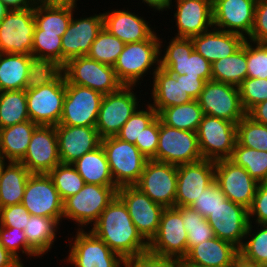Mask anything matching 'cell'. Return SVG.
<instances>
[{
    "mask_svg": "<svg viewBox=\"0 0 267 267\" xmlns=\"http://www.w3.org/2000/svg\"><path fill=\"white\" fill-rule=\"evenodd\" d=\"M7 8L26 9L36 5V0H0Z\"/></svg>",
    "mask_w": 267,
    "mask_h": 267,
    "instance_id": "cell-61",
    "label": "cell"
},
{
    "mask_svg": "<svg viewBox=\"0 0 267 267\" xmlns=\"http://www.w3.org/2000/svg\"><path fill=\"white\" fill-rule=\"evenodd\" d=\"M152 160L176 166L203 160L197 133L167 126L159 118L158 146Z\"/></svg>",
    "mask_w": 267,
    "mask_h": 267,
    "instance_id": "cell-6",
    "label": "cell"
},
{
    "mask_svg": "<svg viewBox=\"0 0 267 267\" xmlns=\"http://www.w3.org/2000/svg\"><path fill=\"white\" fill-rule=\"evenodd\" d=\"M65 94L64 73L54 83L26 90L29 119L37 125H58L63 111Z\"/></svg>",
    "mask_w": 267,
    "mask_h": 267,
    "instance_id": "cell-9",
    "label": "cell"
},
{
    "mask_svg": "<svg viewBox=\"0 0 267 267\" xmlns=\"http://www.w3.org/2000/svg\"><path fill=\"white\" fill-rule=\"evenodd\" d=\"M246 56L247 77L267 79V43L246 39Z\"/></svg>",
    "mask_w": 267,
    "mask_h": 267,
    "instance_id": "cell-50",
    "label": "cell"
},
{
    "mask_svg": "<svg viewBox=\"0 0 267 267\" xmlns=\"http://www.w3.org/2000/svg\"><path fill=\"white\" fill-rule=\"evenodd\" d=\"M142 3L147 4V6L153 8L154 10L156 9L157 11H164L167 9H171L170 7L173 6L172 0H142Z\"/></svg>",
    "mask_w": 267,
    "mask_h": 267,
    "instance_id": "cell-62",
    "label": "cell"
},
{
    "mask_svg": "<svg viewBox=\"0 0 267 267\" xmlns=\"http://www.w3.org/2000/svg\"><path fill=\"white\" fill-rule=\"evenodd\" d=\"M207 221L215 237L238 248L242 246L249 225V212L246 207L227 198L207 217Z\"/></svg>",
    "mask_w": 267,
    "mask_h": 267,
    "instance_id": "cell-22",
    "label": "cell"
},
{
    "mask_svg": "<svg viewBox=\"0 0 267 267\" xmlns=\"http://www.w3.org/2000/svg\"><path fill=\"white\" fill-rule=\"evenodd\" d=\"M117 196L127 206L137 231L149 243L157 234L164 206L153 202L135 185L118 188Z\"/></svg>",
    "mask_w": 267,
    "mask_h": 267,
    "instance_id": "cell-16",
    "label": "cell"
},
{
    "mask_svg": "<svg viewBox=\"0 0 267 267\" xmlns=\"http://www.w3.org/2000/svg\"><path fill=\"white\" fill-rule=\"evenodd\" d=\"M165 46L160 67L172 75L200 76L209 81L212 78L211 63L194 50L191 38L173 37Z\"/></svg>",
    "mask_w": 267,
    "mask_h": 267,
    "instance_id": "cell-10",
    "label": "cell"
},
{
    "mask_svg": "<svg viewBox=\"0 0 267 267\" xmlns=\"http://www.w3.org/2000/svg\"><path fill=\"white\" fill-rule=\"evenodd\" d=\"M124 260L148 251V242L137 231L127 206L116 196L90 230Z\"/></svg>",
    "mask_w": 267,
    "mask_h": 267,
    "instance_id": "cell-1",
    "label": "cell"
},
{
    "mask_svg": "<svg viewBox=\"0 0 267 267\" xmlns=\"http://www.w3.org/2000/svg\"><path fill=\"white\" fill-rule=\"evenodd\" d=\"M34 7L11 9L0 21V53L32 55Z\"/></svg>",
    "mask_w": 267,
    "mask_h": 267,
    "instance_id": "cell-11",
    "label": "cell"
},
{
    "mask_svg": "<svg viewBox=\"0 0 267 267\" xmlns=\"http://www.w3.org/2000/svg\"><path fill=\"white\" fill-rule=\"evenodd\" d=\"M191 39L194 50L211 64L232 55L246 40L240 34L222 31L216 28H212Z\"/></svg>",
    "mask_w": 267,
    "mask_h": 267,
    "instance_id": "cell-28",
    "label": "cell"
},
{
    "mask_svg": "<svg viewBox=\"0 0 267 267\" xmlns=\"http://www.w3.org/2000/svg\"><path fill=\"white\" fill-rule=\"evenodd\" d=\"M257 0H212L213 27L250 36L254 26Z\"/></svg>",
    "mask_w": 267,
    "mask_h": 267,
    "instance_id": "cell-21",
    "label": "cell"
},
{
    "mask_svg": "<svg viewBox=\"0 0 267 267\" xmlns=\"http://www.w3.org/2000/svg\"><path fill=\"white\" fill-rule=\"evenodd\" d=\"M104 27L125 44L150 39L156 31L144 18L126 10H110L103 13Z\"/></svg>",
    "mask_w": 267,
    "mask_h": 267,
    "instance_id": "cell-27",
    "label": "cell"
},
{
    "mask_svg": "<svg viewBox=\"0 0 267 267\" xmlns=\"http://www.w3.org/2000/svg\"><path fill=\"white\" fill-rule=\"evenodd\" d=\"M152 96L150 105L159 114L164 108L191 102L193 99L184 90L183 75H172L159 67L153 74Z\"/></svg>",
    "mask_w": 267,
    "mask_h": 267,
    "instance_id": "cell-29",
    "label": "cell"
},
{
    "mask_svg": "<svg viewBox=\"0 0 267 267\" xmlns=\"http://www.w3.org/2000/svg\"><path fill=\"white\" fill-rule=\"evenodd\" d=\"M238 89L246 113L257 104L267 100V79L247 77Z\"/></svg>",
    "mask_w": 267,
    "mask_h": 267,
    "instance_id": "cell-49",
    "label": "cell"
},
{
    "mask_svg": "<svg viewBox=\"0 0 267 267\" xmlns=\"http://www.w3.org/2000/svg\"><path fill=\"white\" fill-rule=\"evenodd\" d=\"M0 244L12 254L22 265L19 251L30 257H39L27 244L25 232L18 228H8L0 225ZM21 249V250H20Z\"/></svg>",
    "mask_w": 267,
    "mask_h": 267,
    "instance_id": "cell-51",
    "label": "cell"
},
{
    "mask_svg": "<svg viewBox=\"0 0 267 267\" xmlns=\"http://www.w3.org/2000/svg\"><path fill=\"white\" fill-rule=\"evenodd\" d=\"M153 202L165 208L175 207L177 192V166L147 160L138 183L135 185Z\"/></svg>",
    "mask_w": 267,
    "mask_h": 267,
    "instance_id": "cell-17",
    "label": "cell"
},
{
    "mask_svg": "<svg viewBox=\"0 0 267 267\" xmlns=\"http://www.w3.org/2000/svg\"><path fill=\"white\" fill-rule=\"evenodd\" d=\"M178 38H192L213 28L212 0H175Z\"/></svg>",
    "mask_w": 267,
    "mask_h": 267,
    "instance_id": "cell-26",
    "label": "cell"
},
{
    "mask_svg": "<svg viewBox=\"0 0 267 267\" xmlns=\"http://www.w3.org/2000/svg\"><path fill=\"white\" fill-rule=\"evenodd\" d=\"M78 0H36V3L49 6H65V7H77Z\"/></svg>",
    "mask_w": 267,
    "mask_h": 267,
    "instance_id": "cell-63",
    "label": "cell"
},
{
    "mask_svg": "<svg viewBox=\"0 0 267 267\" xmlns=\"http://www.w3.org/2000/svg\"><path fill=\"white\" fill-rule=\"evenodd\" d=\"M161 121L167 126L197 132L204 116L198 100L164 108L159 114Z\"/></svg>",
    "mask_w": 267,
    "mask_h": 267,
    "instance_id": "cell-37",
    "label": "cell"
},
{
    "mask_svg": "<svg viewBox=\"0 0 267 267\" xmlns=\"http://www.w3.org/2000/svg\"><path fill=\"white\" fill-rule=\"evenodd\" d=\"M162 43L160 37L155 33L148 40L125 44L113 66L119 81L124 86L137 87V83L141 84L139 80L143 79L148 70L153 69V75L160 67V54L162 55L163 51L161 49Z\"/></svg>",
    "mask_w": 267,
    "mask_h": 267,
    "instance_id": "cell-2",
    "label": "cell"
},
{
    "mask_svg": "<svg viewBox=\"0 0 267 267\" xmlns=\"http://www.w3.org/2000/svg\"><path fill=\"white\" fill-rule=\"evenodd\" d=\"M32 56L53 59L62 64V47L60 33L45 32L35 26Z\"/></svg>",
    "mask_w": 267,
    "mask_h": 267,
    "instance_id": "cell-47",
    "label": "cell"
},
{
    "mask_svg": "<svg viewBox=\"0 0 267 267\" xmlns=\"http://www.w3.org/2000/svg\"><path fill=\"white\" fill-rule=\"evenodd\" d=\"M215 181L226 197L249 209L259 183L229 159L215 161Z\"/></svg>",
    "mask_w": 267,
    "mask_h": 267,
    "instance_id": "cell-19",
    "label": "cell"
},
{
    "mask_svg": "<svg viewBox=\"0 0 267 267\" xmlns=\"http://www.w3.org/2000/svg\"><path fill=\"white\" fill-rule=\"evenodd\" d=\"M152 254L182 259L188 253L187 231L182 215L175 207L165 208L157 234L148 243Z\"/></svg>",
    "mask_w": 267,
    "mask_h": 267,
    "instance_id": "cell-18",
    "label": "cell"
},
{
    "mask_svg": "<svg viewBox=\"0 0 267 267\" xmlns=\"http://www.w3.org/2000/svg\"><path fill=\"white\" fill-rule=\"evenodd\" d=\"M38 125L31 120L1 128V149L4 161L20 162Z\"/></svg>",
    "mask_w": 267,
    "mask_h": 267,
    "instance_id": "cell-33",
    "label": "cell"
},
{
    "mask_svg": "<svg viewBox=\"0 0 267 267\" xmlns=\"http://www.w3.org/2000/svg\"><path fill=\"white\" fill-rule=\"evenodd\" d=\"M0 267H24L0 244Z\"/></svg>",
    "mask_w": 267,
    "mask_h": 267,
    "instance_id": "cell-60",
    "label": "cell"
},
{
    "mask_svg": "<svg viewBox=\"0 0 267 267\" xmlns=\"http://www.w3.org/2000/svg\"><path fill=\"white\" fill-rule=\"evenodd\" d=\"M159 138V116H157L145 129H143L139 140L135 145L139 151L148 159L152 160L156 156Z\"/></svg>",
    "mask_w": 267,
    "mask_h": 267,
    "instance_id": "cell-54",
    "label": "cell"
},
{
    "mask_svg": "<svg viewBox=\"0 0 267 267\" xmlns=\"http://www.w3.org/2000/svg\"><path fill=\"white\" fill-rule=\"evenodd\" d=\"M247 115L255 122L267 125V100L254 106Z\"/></svg>",
    "mask_w": 267,
    "mask_h": 267,
    "instance_id": "cell-59",
    "label": "cell"
},
{
    "mask_svg": "<svg viewBox=\"0 0 267 267\" xmlns=\"http://www.w3.org/2000/svg\"><path fill=\"white\" fill-rule=\"evenodd\" d=\"M72 165L86 184L116 186L102 145L91 152L85 153Z\"/></svg>",
    "mask_w": 267,
    "mask_h": 267,
    "instance_id": "cell-32",
    "label": "cell"
},
{
    "mask_svg": "<svg viewBox=\"0 0 267 267\" xmlns=\"http://www.w3.org/2000/svg\"><path fill=\"white\" fill-rule=\"evenodd\" d=\"M124 45L125 43L123 41L103 27L92 43L90 52L87 56L90 59L113 67L121 54Z\"/></svg>",
    "mask_w": 267,
    "mask_h": 267,
    "instance_id": "cell-43",
    "label": "cell"
},
{
    "mask_svg": "<svg viewBox=\"0 0 267 267\" xmlns=\"http://www.w3.org/2000/svg\"><path fill=\"white\" fill-rule=\"evenodd\" d=\"M229 160L245 168L258 183L267 182V152L247 148L236 142Z\"/></svg>",
    "mask_w": 267,
    "mask_h": 267,
    "instance_id": "cell-40",
    "label": "cell"
},
{
    "mask_svg": "<svg viewBox=\"0 0 267 267\" xmlns=\"http://www.w3.org/2000/svg\"><path fill=\"white\" fill-rule=\"evenodd\" d=\"M248 212L249 222H251V217H255L256 224H267V182L259 183Z\"/></svg>",
    "mask_w": 267,
    "mask_h": 267,
    "instance_id": "cell-57",
    "label": "cell"
},
{
    "mask_svg": "<svg viewBox=\"0 0 267 267\" xmlns=\"http://www.w3.org/2000/svg\"><path fill=\"white\" fill-rule=\"evenodd\" d=\"M26 90L0 92V128L28 121Z\"/></svg>",
    "mask_w": 267,
    "mask_h": 267,
    "instance_id": "cell-39",
    "label": "cell"
},
{
    "mask_svg": "<svg viewBox=\"0 0 267 267\" xmlns=\"http://www.w3.org/2000/svg\"><path fill=\"white\" fill-rule=\"evenodd\" d=\"M237 143L267 152V125L255 122L247 114L237 123Z\"/></svg>",
    "mask_w": 267,
    "mask_h": 267,
    "instance_id": "cell-46",
    "label": "cell"
},
{
    "mask_svg": "<svg viewBox=\"0 0 267 267\" xmlns=\"http://www.w3.org/2000/svg\"><path fill=\"white\" fill-rule=\"evenodd\" d=\"M239 254L234 244L214 237L193 246L183 258V264H195L210 267H230Z\"/></svg>",
    "mask_w": 267,
    "mask_h": 267,
    "instance_id": "cell-30",
    "label": "cell"
},
{
    "mask_svg": "<svg viewBox=\"0 0 267 267\" xmlns=\"http://www.w3.org/2000/svg\"><path fill=\"white\" fill-rule=\"evenodd\" d=\"M227 199L217 182L209 185L202 194L191 204L201 216L207 218L223 201Z\"/></svg>",
    "mask_w": 267,
    "mask_h": 267,
    "instance_id": "cell-52",
    "label": "cell"
},
{
    "mask_svg": "<svg viewBox=\"0 0 267 267\" xmlns=\"http://www.w3.org/2000/svg\"><path fill=\"white\" fill-rule=\"evenodd\" d=\"M69 246L66 261L74 267H124V259L90 230L78 229Z\"/></svg>",
    "mask_w": 267,
    "mask_h": 267,
    "instance_id": "cell-12",
    "label": "cell"
},
{
    "mask_svg": "<svg viewBox=\"0 0 267 267\" xmlns=\"http://www.w3.org/2000/svg\"><path fill=\"white\" fill-rule=\"evenodd\" d=\"M124 267H183V260L175 257L159 256L147 251L125 259Z\"/></svg>",
    "mask_w": 267,
    "mask_h": 267,
    "instance_id": "cell-53",
    "label": "cell"
},
{
    "mask_svg": "<svg viewBox=\"0 0 267 267\" xmlns=\"http://www.w3.org/2000/svg\"><path fill=\"white\" fill-rule=\"evenodd\" d=\"M214 181L215 161L203 159L177 166L175 207L191 206Z\"/></svg>",
    "mask_w": 267,
    "mask_h": 267,
    "instance_id": "cell-23",
    "label": "cell"
},
{
    "mask_svg": "<svg viewBox=\"0 0 267 267\" xmlns=\"http://www.w3.org/2000/svg\"><path fill=\"white\" fill-rule=\"evenodd\" d=\"M101 145L106 153L115 185L118 188L136 185L148 160L138 147L116 136L101 139Z\"/></svg>",
    "mask_w": 267,
    "mask_h": 267,
    "instance_id": "cell-4",
    "label": "cell"
},
{
    "mask_svg": "<svg viewBox=\"0 0 267 267\" xmlns=\"http://www.w3.org/2000/svg\"><path fill=\"white\" fill-rule=\"evenodd\" d=\"M103 27V13L80 19L72 16L68 29L61 37L62 65L72 58L86 56Z\"/></svg>",
    "mask_w": 267,
    "mask_h": 267,
    "instance_id": "cell-24",
    "label": "cell"
},
{
    "mask_svg": "<svg viewBox=\"0 0 267 267\" xmlns=\"http://www.w3.org/2000/svg\"><path fill=\"white\" fill-rule=\"evenodd\" d=\"M30 173L48 174L61 163L55 126L38 125L24 158L20 161Z\"/></svg>",
    "mask_w": 267,
    "mask_h": 267,
    "instance_id": "cell-20",
    "label": "cell"
},
{
    "mask_svg": "<svg viewBox=\"0 0 267 267\" xmlns=\"http://www.w3.org/2000/svg\"><path fill=\"white\" fill-rule=\"evenodd\" d=\"M63 73L66 84L88 87L103 95L123 86L112 66L90 59L87 55L70 59L63 66Z\"/></svg>",
    "mask_w": 267,
    "mask_h": 267,
    "instance_id": "cell-5",
    "label": "cell"
},
{
    "mask_svg": "<svg viewBox=\"0 0 267 267\" xmlns=\"http://www.w3.org/2000/svg\"><path fill=\"white\" fill-rule=\"evenodd\" d=\"M21 203L30 215L54 218L59 224L62 221L63 200L48 174L31 173Z\"/></svg>",
    "mask_w": 267,
    "mask_h": 267,
    "instance_id": "cell-14",
    "label": "cell"
},
{
    "mask_svg": "<svg viewBox=\"0 0 267 267\" xmlns=\"http://www.w3.org/2000/svg\"><path fill=\"white\" fill-rule=\"evenodd\" d=\"M247 39L256 43H267V0L256 1L254 26Z\"/></svg>",
    "mask_w": 267,
    "mask_h": 267,
    "instance_id": "cell-56",
    "label": "cell"
},
{
    "mask_svg": "<svg viewBox=\"0 0 267 267\" xmlns=\"http://www.w3.org/2000/svg\"><path fill=\"white\" fill-rule=\"evenodd\" d=\"M59 223L54 218L31 215L25 226L28 246L40 257L46 254L56 241Z\"/></svg>",
    "mask_w": 267,
    "mask_h": 267,
    "instance_id": "cell-35",
    "label": "cell"
},
{
    "mask_svg": "<svg viewBox=\"0 0 267 267\" xmlns=\"http://www.w3.org/2000/svg\"><path fill=\"white\" fill-rule=\"evenodd\" d=\"M207 81L202 79L200 76H188L183 75V86L184 90L191 96L193 100H197L200 96L201 91Z\"/></svg>",
    "mask_w": 267,
    "mask_h": 267,
    "instance_id": "cell-58",
    "label": "cell"
},
{
    "mask_svg": "<svg viewBox=\"0 0 267 267\" xmlns=\"http://www.w3.org/2000/svg\"><path fill=\"white\" fill-rule=\"evenodd\" d=\"M117 190V186L85 184L77 194L63 200L64 219L75 221L81 227L77 229L83 230L89 224L92 227L117 196Z\"/></svg>",
    "mask_w": 267,
    "mask_h": 267,
    "instance_id": "cell-3",
    "label": "cell"
},
{
    "mask_svg": "<svg viewBox=\"0 0 267 267\" xmlns=\"http://www.w3.org/2000/svg\"><path fill=\"white\" fill-rule=\"evenodd\" d=\"M259 226L260 228H258ZM252 228L253 225L251 221L249 222L244 239L247 241H244L239 248V254L247 260L267 267V224H258L256 227L258 230H255V232L253 231V233Z\"/></svg>",
    "mask_w": 267,
    "mask_h": 267,
    "instance_id": "cell-44",
    "label": "cell"
},
{
    "mask_svg": "<svg viewBox=\"0 0 267 267\" xmlns=\"http://www.w3.org/2000/svg\"><path fill=\"white\" fill-rule=\"evenodd\" d=\"M211 68V80L238 87L247 78L246 40L232 55L213 62Z\"/></svg>",
    "mask_w": 267,
    "mask_h": 267,
    "instance_id": "cell-36",
    "label": "cell"
},
{
    "mask_svg": "<svg viewBox=\"0 0 267 267\" xmlns=\"http://www.w3.org/2000/svg\"><path fill=\"white\" fill-rule=\"evenodd\" d=\"M230 267H266L256 262L245 259L241 254H238Z\"/></svg>",
    "mask_w": 267,
    "mask_h": 267,
    "instance_id": "cell-64",
    "label": "cell"
},
{
    "mask_svg": "<svg viewBox=\"0 0 267 267\" xmlns=\"http://www.w3.org/2000/svg\"><path fill=\"white\" fill-rule=\"evenodd\" d=\"M134 86H122L119 90L105 94L102 98L96 129L101 139L116 136L122 126L139 109Z\"/></svg>",
    "mask_w": 267,
    "mask_h": 267,
    "instance_id": "cell-7",
    "label": "cell"
},
{
    "mask_svg": "<svg viewBox=\"0 0 267 267\" xmlns=\"http://www.w3.org/2000/svg\"><path fill=\"white\" fill-rule=\"evenodd\" d=\"M32 55L0 53V92L24 90Z\"/></svg>",
    "mask_w": 267,
    "mask_h": 267,
    "instance_id": "cell-34",
    "label": "cell"
},
{
    "mask_svg": "<svg viewBox=\"0 0 267 267\" xmlns=\"http://www.w3.org/2000/svg\"><path fill=\"white\" fill-rule=\"evenodd\" d=\"M199 149L203 159H229L237 142V124L205 115L197 130Z\"/></svg>",
    "mask_w": 267,
    "mask_h": 267,
    "instance_id": "cell-8",
    "label": "cell"
},
{
    "mask_svg": "<svg viewBox=\"0 0 267 267\" xmlns=\"http://www.w3.org/2000/svg\"><path fill=\"white\" fill-rule=\"evenodd\" d=\"M103 96L88 87L66 84L63 111L58 125L95 126Z\"/></svg>",
    "mask_w": 267,
    "mask_h": 267,
    "instance_id": "cell-15",
    "label": "cell"
},
{
    "mask_svg": "<svg viewBox=\"0 0 267 267\" xmlns=\"http://www.w3.org/2000/svg\"><path fill=\"white\" fill-rule=\"evenodd\" d=\"M48 175L62 200L77 194L86 184L72 164H58Z\"/></svg>",
    "mask_w": 267,
    "mask_h": 267,
    "instance_id": "cell-45",
    "label": "cell"
},
{
    "mask_svg": "<svg viewBox=\"0 0 267 267\" xmlns=\"http://www.w3.org/2000/svg\"><path fill=\"white\" fill-rule=\"evenodd\" d=\"M4 162L3 153L1 149V128H0V163Z\"/></svg>",
    "mask_w": 267,
    "mask_h": 267,
    "instance_id": "cell-66",
    "label": "cell"
},
{
    "mask_svg": "<svg viewBox=\"0 0 267 267\" xmlns=\"http://www.w3.org/2000/svg\"><path fill=\"white\" fill-rule=\"evenodd\" d=\"M205 115L221 118L237 124L245 112L237 86L209 80L197 99Z\"/></svg>",
    "mask_w": 267,
    "mask_h": 267,
    "instance_id": "cell-13",
    "label": "cell"
},
{
    "mask_svg": "<svg viewBox=\"0 0 267 267\" xmlns=\"http://www.w3.org/2000/svg\"><path fill=\"white\" fill-rule=\"evenodd\" d=\"M146 107V110H140L139 107V110L137 109L131 115L116 135L117 138L135 145V142L136 140H139L143 129H145V127L158 116L157 111L150 104H147Z\"/></svg>",
    "mask_w": 267,
    "mask_h": 267,
    "instance_id": "cell-48",
    "label": "cell"
},
{
    "mask_svg": "<svg viewBox=\"0 0 267 267\" xmlns=\"http://www.w3.org/2000/svg\"><path fill=\"white\" fill-rule=\"evenodd\" d=\"M63 74V65L53 59L32 56L24 89H35L54 83Z\"/></svg>",
    "mask_w": 267,
    "mask_h": 267,
    "instance_id": "cell-41",
    "label": "cell"
},
{
    "mask_svg": "<svg viewBox=\"0 0 267 267\" xmlns=\"http://www.w3.org/2000/svg\"><path fill=\"white\" fill-rule=\"evenodd\" d=\"M31 173L21 162L0 163V208L20 204Z\"/></svg>",
    "mask_w": 267,
    "mask_h": 267,
    "instance_id": "cell-31",
    "label": "cell"
},
{
    "mask_svg": "<svg viewBox=\"0 0 267 267\" xmlns=\"http://www.w3.org/2000/svg\"><path fill=\"white\" fill-rule=\"evenodd\" d=\"M183 267H210V266H201V265H195V264H183Z\"/></svg>",
    "mask_w": 267,
    "mask_h": 267,
    "instance_id": "cell-67",
    "label": "cell"
},
{
    "mask_svg": "<svg viewBox=\"0 0 267 267\" xmlns=\"http://www.w3.org/2000/svg\"><path fill=\"white\" fill-rule=\"evenodd\" d=\"M10 9L7 8L1 1H0V21L5 17L6 13Z\"/></svg>",
    "mask_w": 267,
    "mask_h": 267,
    "instance_id": "cell-65",
    "label": "cell"
},
{
    "mask_svg": "<svg viewBox=\"0 0 267 267\" xmlns=\"http://www.w3.org/2000/svg\"><path fill=\"white\" fill-rule=\"evenodd\" d=\"M29 211L20 204L0 208V225L8 228H18L25 230V226L30 218Z\"/></svg>",
    "mask_w": 267,
    "mask_h": 267,
    "instance_id": "cell-55",
    "label": "cell"
},
{
    "mask_svg": "<svg viewBox=\"0 0 267 267\" xmlns=\"http://www.w3.org/2000/svg\"><path fill=\"white\" fill-rule=\"evenodd\" d=\"M55 130L63 164H72L101 145V138L95 126L56 125Z\"/></svg>",
    "mask_w": 267,
    "mask_h": 267,
    "instance_id": "cell-25",
    "label": "cell"
},
{
    "mask_svg": "<svg viewBox=\"0 0 267 267\" xmlns=\"http://www.w3.org/2000/svg\"><path fill=\"white\" fill-rule=\"evenodd\" d=\"M175 208L181 213L183 225L187 231L188 251L193 246L215 237L207 218L201 216L196 210L190 206Z\"/></svg>",
    "mask_w": 267,
    "mask_h": 267,
    "instance_id": "cell-42",
    "label": "cell"
},
{
    "mask_svg": "<svg viewBox=\"0 0 267 267\" xmlns=\"http://www.w3.org/2000/svg\"><path fill=\"white\" fill-rule=\"evenodd\" d=\"M76 8L65 6H49L36 3L34 6V18L36 26L45 32L63 34L74 15Z\"/></svg>",
    "mask_w": 267,
    "mask_h": 267,
    "instance_id": "cell-38",
    "label": "cell"
}]
</instances>
